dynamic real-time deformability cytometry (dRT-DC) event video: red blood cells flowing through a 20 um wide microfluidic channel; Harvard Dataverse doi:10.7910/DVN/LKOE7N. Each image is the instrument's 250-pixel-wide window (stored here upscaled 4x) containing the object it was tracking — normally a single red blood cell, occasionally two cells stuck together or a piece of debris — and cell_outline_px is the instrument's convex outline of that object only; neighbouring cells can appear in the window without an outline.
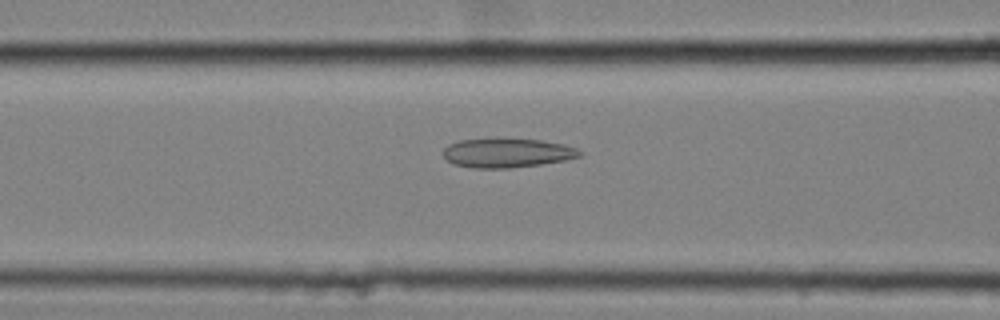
{"species": "common noctule bat (a hibernating species)", "species_latin": "Nyctalus noctula", "temperature_condition": "cold", "stored_images_in_passage": 44, "camera_frame_rate_fps": 3000, "um_per_image_px": 0.085, "animal": {"sex": "female", "body_mass_g": 25.1}, "frame": {"image": 1, "passage_image": 11, "time_ms": 3.333, "image_size_px": [1000, 320], "cell_outline_px": [[584, 152], [580, 156], [564, 160], [540, 164], [508, 168], [472, 168], [452, 164], [444, 156], [444, 148], [448, 144], [460, 140], [540, 140], [564, 144], [576, 148]], "centroid_in_image_um": [43.11, 13.02], "position_along_channel_um": 123.5, "area_um2": 22.72}}
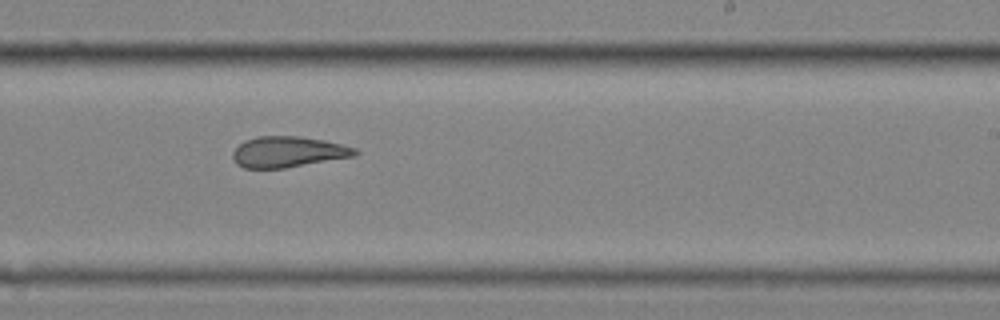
{"frame": {"image": 2, "passage_image": 23, "time_ms": 7.333, "image_size_px": [1000, 320], "cell_outline_px": [[360, 152], [356, 156], [284, 168], [244, 168], [236, 164], [232, 156], [232, 152], [244, 140], [260, 136], [300, 136], [324, 140], [356, 148]], "centroid_in_image_um": [24.49, 12.91], "position_along_channel_um": 264.5, "area_um2": 22.02}}
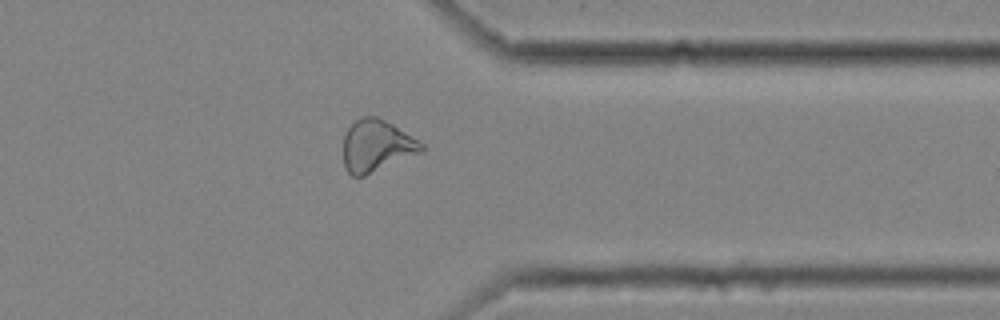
{"frame": {"image": 3, "passage_image": 33, "time_ms": 10.667, "image_size_px": [1000, 320], "cell_outline_px": [[424, 148], [420, 152], [364, 176], [352, 176], [348, 172], [344, 164], [344, 136], [348, 128], [360, 116], [376, 116], [392, 124], [424, 144]], "centroid_in_image_um": [31.98, 12.38], "position_along_channel_um": 379.4, "area_um2": 23.18}, "authors_computed_cell_mechanics": {"area_um2": 23.2645, "velocity_mm_per_s": 3.5263, "shape_relaxation_time_tau1_ms": null, "shape_relaxation_time_tau2_ms": 2.743, "deformation_change_tau1": null, "deformation_change_tau2": 0.1044}}